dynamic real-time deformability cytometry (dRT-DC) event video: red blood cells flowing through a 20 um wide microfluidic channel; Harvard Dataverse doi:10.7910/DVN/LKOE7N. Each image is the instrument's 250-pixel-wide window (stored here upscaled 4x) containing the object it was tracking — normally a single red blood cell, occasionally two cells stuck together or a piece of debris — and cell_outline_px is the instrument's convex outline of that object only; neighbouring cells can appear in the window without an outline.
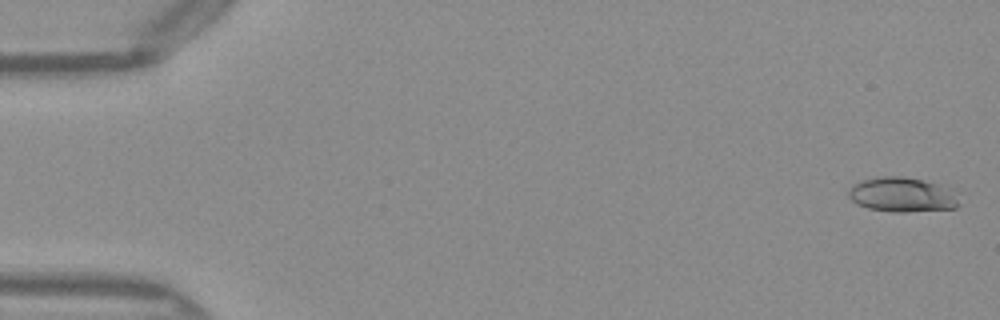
{"species": "Egyptian fruit bat (a non-hibernating species)", "species_latin": "Rousettus aegyptiacus", "temperature_condition": "warm", "stored_images_in_passage": 51, "camera_frame_rate_fps": 3000, "um_per_image_px": 0.085, "frame": {"image": 1, "passage_image": 2, "time_ms": 0.333, "image_size_px": [1000, 320], "cell_outline_px": [[960, 204], [956, 208], [904, 212], [892, 212], [868, 208], [856, 204], [848, 196], [848, 192], [852, 184], [860, 180], [880, 176], [900, 176], [920, 180], [952, 188]], "centroid_in_image_um": [76.66, 16.55], "position_along_channel_um": 8.3, "area_um2": 22.37}}
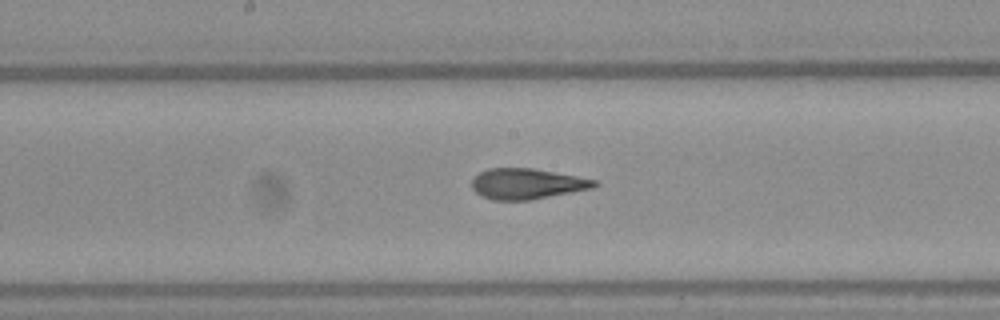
{"frame": {"image": 2, "passage_image": 27, "time_ms": 8.667, "image_size_px": [1000, 320], "cell_outline_px": [[600, 184], [592, 188], [532, 200], [492, 200], [480, 196], [472, 188], [472, 180], [480, 172], [488, 168], [532, 168], [576, 176], [596, 180]], "centroid_in_image_um": [44.78, 15.63], "position_along_channel_um": 203.4, "area_um2": 21.85}}
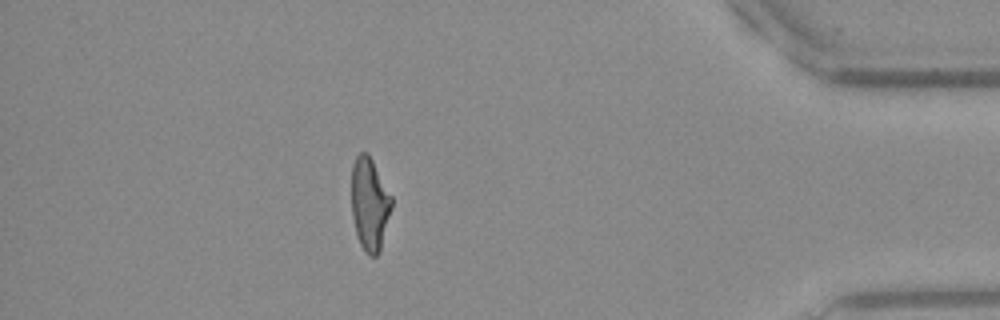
{"frame": {"image": 3, "passage_image": 45, "time_ms": 14.667, "image_size_px": [1000, 320], "cell_outline_px": [[392, 208], [380, 252], [376, 256], [368, 256], [364, 252], [356, 236], [352, 216], [352, 164], [356, 156], [360, 152], [368, 152], [392, 196]], "centroid_in_image_um": [31.42, 17.37], "position_along_channel_um": 403.8, "area_um2": 22.02}, "authors_computed_cell_mechanics": {"area_um2": 22.1374, "velocity_mm_per_s": 4.0706, "shape_relaxation_time_tau1_ms": 7.8877, "shape_relaxation_time_tau2_ms": 1.3927, "deformation_change_tau1": 0.2397, "deformation_change_tau2": 0.0943}}